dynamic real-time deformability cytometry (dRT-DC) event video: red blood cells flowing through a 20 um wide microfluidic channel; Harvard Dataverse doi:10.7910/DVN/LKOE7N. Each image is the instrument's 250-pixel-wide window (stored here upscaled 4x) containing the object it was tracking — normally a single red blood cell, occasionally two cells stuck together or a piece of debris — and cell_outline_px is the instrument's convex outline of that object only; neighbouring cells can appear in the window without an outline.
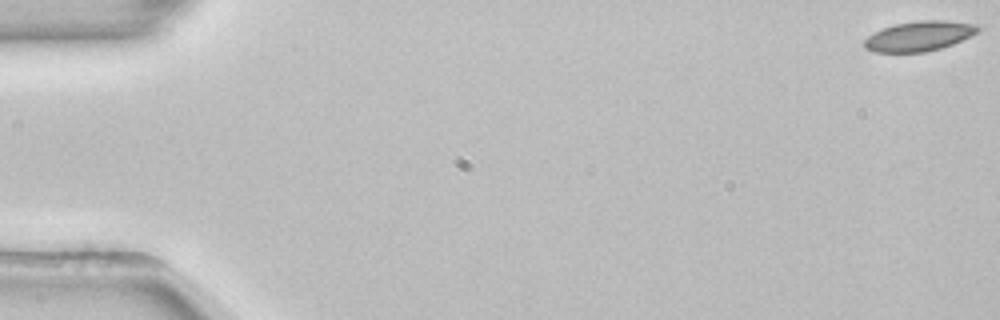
{"species": "common noctule bat (a hibernating species)", "species_latin": "Nyctalus noctula", "temperature_condition": "room temperature", "stored_images_in_passage": 54, "camera_frame_rate_fps": 3000, "um_per_image_px": 0.085, "animal": {"sex": "female", "body_mass_g": 22.7, "forearm_length_mm": 54.2}, "frame": {"image": 1, "passage_image": 1, "time_ms": 0.0, "image_size_px": [1000, 320], "cell_outline_px": [[980, 28], [976, 32], [952, 44], [940, 48], [924, 52], [872, 52], [864, 48], [864, 40], [872, 32], [896, 24], [920, 20], [944, 20], [980, 24]], "centroid_in_image_um": [78.1, 3.06], "position_along_channel_um": 6.9, "area_um2": 19.71}}
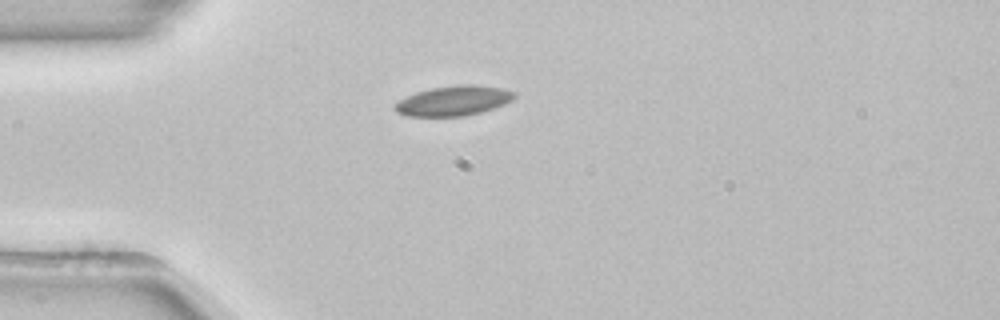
{"frame": {"image": 2, "passage_image": 15, "time_ms": 4.667, "image_size_px": [1000, 320], "cell_outline_px": [[516, 96], [512, 100], [504, 104], [480, 112], [464, 116], [408, 116], [396, 112], [392, 108], [400, 100], [416, 92], [432, 88], [460, 84], [476, 84], [504, 88], [516, 92]], "centroid_in_image_um": [38.58, 8.55], "position_along_channel_um": 46.4, "area_um2": 20.81}}
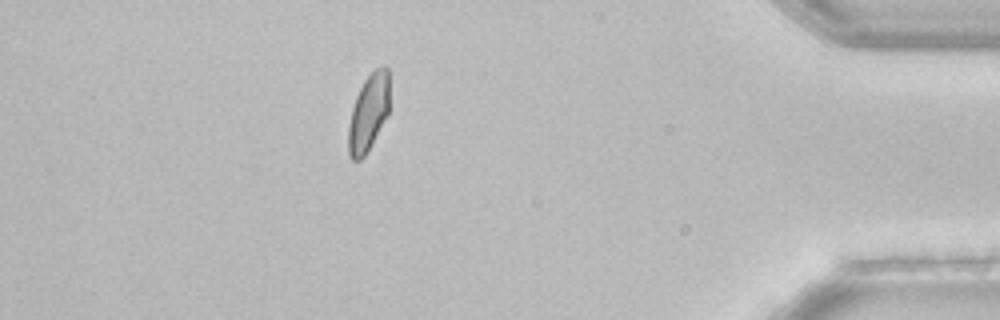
{"frame": {"image": 3, "passage_image": 48, "time_ms": 15.667, "image_size_px": [1000, 320], "cell_outline_px": [[388, 116], [364, 156], [360, 160], [352, 160], [348, 156], [348, 124], [352, 108], [356, 96], [364, 80], [376, 68], [384, 64], [388, 68]], "centroid_in_image_um": [31.31, 9.59], "position_along_channel_um": 403.9, "area_um2": 18.44}, "authors_computed_cell_mechanics": {"area_um2": 19.7098, "velocity_mm_per_s": 3.842, "shape_relaxation_time_tau1_ms": null, "shape_relaxation_time_tau2_ms": 3.5761, "deformation_change_tau1": null, "deformation_change_tau2": 0.0394}}